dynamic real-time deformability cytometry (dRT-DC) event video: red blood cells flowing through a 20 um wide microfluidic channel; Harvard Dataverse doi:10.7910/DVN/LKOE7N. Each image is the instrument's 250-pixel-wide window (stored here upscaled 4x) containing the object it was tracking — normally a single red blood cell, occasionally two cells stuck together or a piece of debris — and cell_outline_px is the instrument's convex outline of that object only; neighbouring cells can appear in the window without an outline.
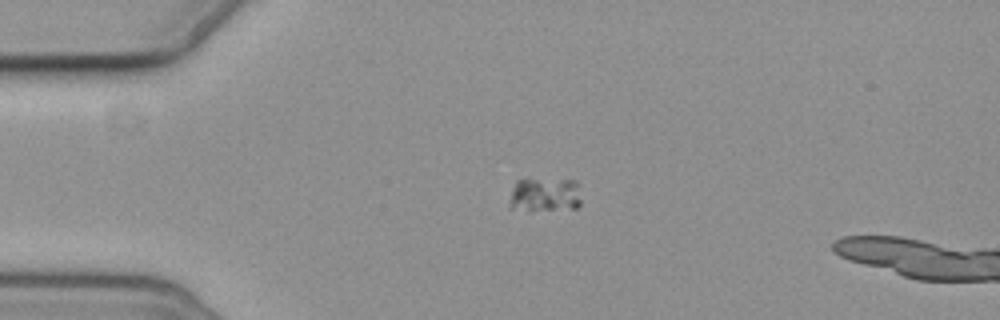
{"species": "common noctule bat (a hibernating species)", "species_latin": "Nyctalus noctula", "temperature_condition": "cold", "stored_images_in_passage": 3, "camera_frame_rate_fps": 3000, "um_per_image_px": 0.085, "animal": {"sex": "female", "body_mass_g": 19.3, "forearm_length_mm": 54.1}, "frame": {"image": 1, "passage_image": 1, "time_ms": 0.0, "image_size_px": [1000, 320], "cell_outline_px": [[580, 204], [576, 208], [528, 212], [508, 208], [512, 192], [516, 180], [576, 180], [580, 200]], "centroid_in_image_um": [46.28, 16.61], "position_along_channel_um": 38.7, "area_um2": 14.45}}